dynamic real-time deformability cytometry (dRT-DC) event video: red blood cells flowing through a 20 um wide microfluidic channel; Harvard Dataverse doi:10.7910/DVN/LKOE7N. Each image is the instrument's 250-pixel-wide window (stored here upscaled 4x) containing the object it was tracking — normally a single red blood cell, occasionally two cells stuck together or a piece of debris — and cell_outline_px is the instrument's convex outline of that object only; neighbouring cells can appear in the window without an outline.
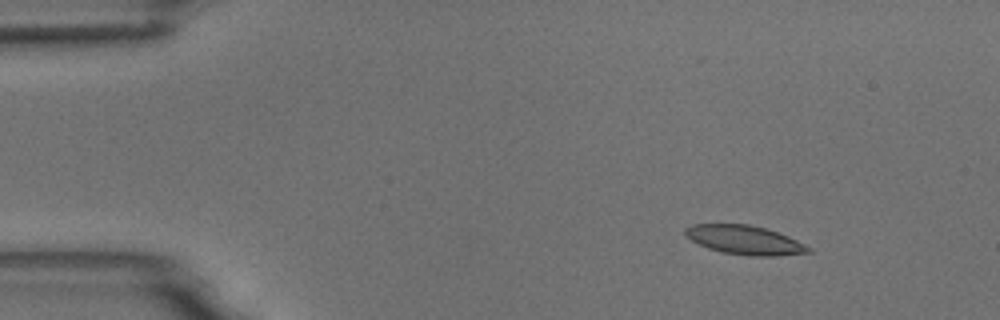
{"species": "common noctule bat (a hibernating species)", "species_latin": "Nyctalus noctula", "temperature_condition": "room temperature", "stored_images_in_passage": 5, "camera_frame_rate_fps": 3000, "um_per_image_px": 0.085, "animal": {"sex": "male", "body_mass_g": 18.8}, "frame": {"image": 1, "passage_image": 2, "time_ms": 1.333, "image_size_px": [1000, 320], "cell_outline_px": [[812, 252], [776, 256], [748, 256], [720, 252], [708, 248], [684, 236], [684, 228], [692, 224], [748, 224], [764, 228], [788, 236], [812, 248]], "centroid_in_image_um": [63.28, 20.4], "position_along_channel_um": 21.7, "area_um2": 20.87}}
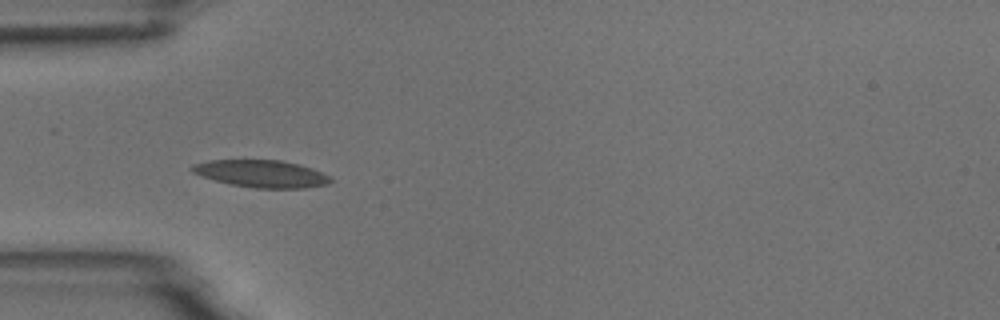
{"frame": {"image": 2, "passage_image": 4, "time_ms": 4.667, "image_size_px": [1000, 320], "cell_outline_px": [[332, 180], [328, 184], [304, 188], [256, 188], [232, 184], [200, 176], [192, 172], [188, 168], [192, 164], [208, 160], [280, 160], [300, 164], [312, 168], [328, 176]], "centroid_in_image_um": [22.18, 14.75], "position_along_channel_um": 62.8, "area_um2": 21.96}}